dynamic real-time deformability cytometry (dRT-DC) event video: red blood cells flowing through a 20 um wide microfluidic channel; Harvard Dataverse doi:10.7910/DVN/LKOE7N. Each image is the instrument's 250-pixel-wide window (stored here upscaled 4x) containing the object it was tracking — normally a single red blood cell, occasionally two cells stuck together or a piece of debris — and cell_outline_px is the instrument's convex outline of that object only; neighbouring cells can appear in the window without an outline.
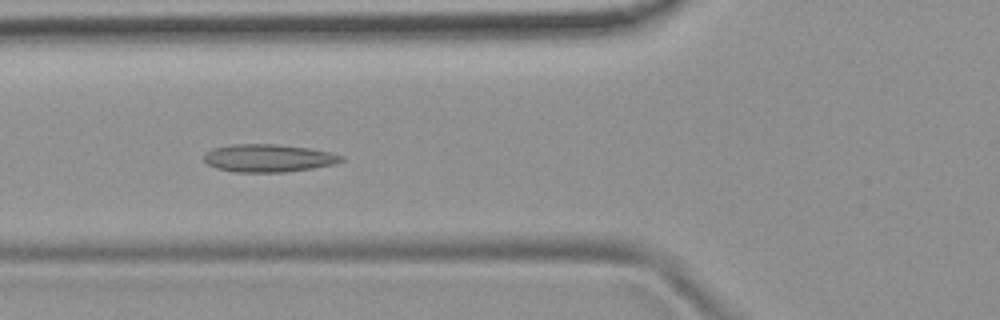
{"species": "common noctule bat (a hibernating species)", "species_latin": "Nyctalus noctula", "temperature_condition": "room temperature", "stored_images_in_passage": 53, "camera_frame_rate_fps": 3000, "um_per_image_px": 0.085, "animal": {"sex": "female", "body_mass_g": 19.9}, "frame": {"image": 1, "passage_image": 20, "time_ms": 6.333, "image_size_px": [1000, 320], "cell_outline_px": [[344, 160], [336, 164], [312, 168], [284, 172], [236, 172], [216, 168], [208, 164], [204, 160], [204, 156], [212, 148], [232, 144], [280, 144], [308, 148], [332, 152], [344, 156]], "centroid_in_image_um": [22.85, 13.43], "position_along_channel_um": 102.9, "area_um2": 22.31}}
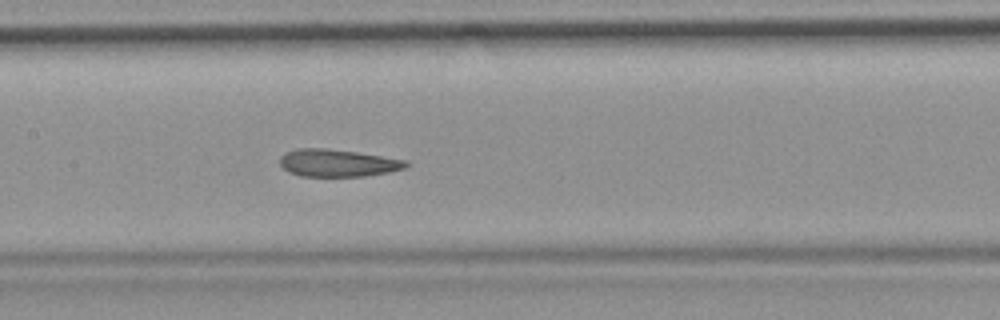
{"frame": {"image": 2, "passage_image": 26, "time_ms": 8.333, "image_size_px": [1000, 320], "cell_outline_px": [[408, 164], [404, 168], [388, 172], [364, 176], [300, 176], [288, 172], [280, 164], [280, 156], [284, 152], [296, 148], [328, 148], [356, 152], [408, 160]], "centroid_in_image_um": [28.66, 13.84], "position_along_channel_um": 178.7, "area_um2": 20.17}}
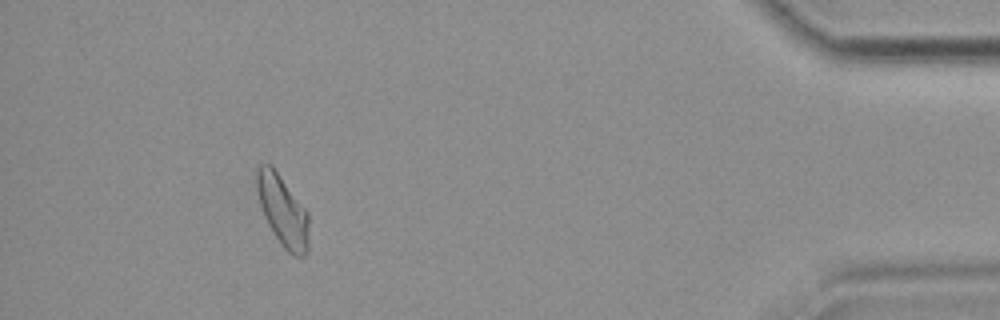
{"frame": {"image": 3, "passage_image": 49, "time_ms": 16.0, "image_size_px": [1000, 320], "cell_outline_px": [[308, 252], [300, 260], [292, 256], [284, 248], [268, 224], [264, 216], [256, 192], [256, 168], [260, 164], [272, 164], [308, 212]], "centroid_in_image_um": [24.03, 17.92], "position_along_channel_um": 411.2, "area_um2": 21.79}, "authors_computed_cell_mechanics": {"area_um2": 21.7906, "velocity_mm_per_s": 3.7856, "shape_relaxation_time_tau1_ms": 10.1072, "shape_relaxation_time_tau2_ms": 3.4291, "deformation_change_tau1": 0.195, "deformation_change_tau2": 0.1186}}